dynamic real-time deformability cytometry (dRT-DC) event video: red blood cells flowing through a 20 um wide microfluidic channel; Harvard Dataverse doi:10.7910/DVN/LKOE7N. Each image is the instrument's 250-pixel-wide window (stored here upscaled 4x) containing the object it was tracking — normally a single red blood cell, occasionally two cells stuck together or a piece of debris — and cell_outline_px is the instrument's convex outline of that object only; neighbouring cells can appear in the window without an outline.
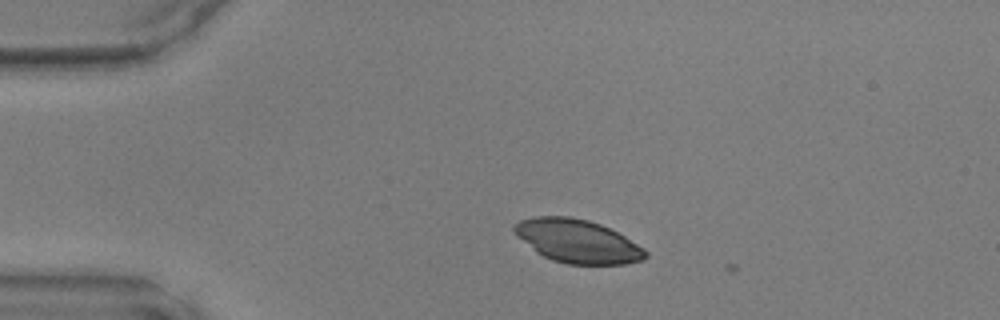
{"species": "common noctule bat (a hibernating species)", "species_latin": "Nyctalus noctula", "temperature_condition": "warm", "stored_images_in_passage": 4, "camera_frame_rate_fps": 3000, "um_per_image_px": 0.085, "animal": {"sex": "male", "body_mass_g": 17.9, "forearm_length_mm": 54.2}, "frame": {"image": 1, "passage_image": 1, "time_ms": 0.0, "image_size_px": [1000, 320], "cell_outline_px": [[648, 256], [644, 260], [624, 264], [568, 264], [552, 260], [536, 252], [516, 236], [512, 232], [512, 228], [520, 220], [536, 216], [568, 216], [588, 220], [600, 224], [624, 236], [644, 248], [648, 252]], "centroid_in_image_um": [49.07, 20.5], "position_along_channel_um": 35.9, "area_um2": 33.12}}